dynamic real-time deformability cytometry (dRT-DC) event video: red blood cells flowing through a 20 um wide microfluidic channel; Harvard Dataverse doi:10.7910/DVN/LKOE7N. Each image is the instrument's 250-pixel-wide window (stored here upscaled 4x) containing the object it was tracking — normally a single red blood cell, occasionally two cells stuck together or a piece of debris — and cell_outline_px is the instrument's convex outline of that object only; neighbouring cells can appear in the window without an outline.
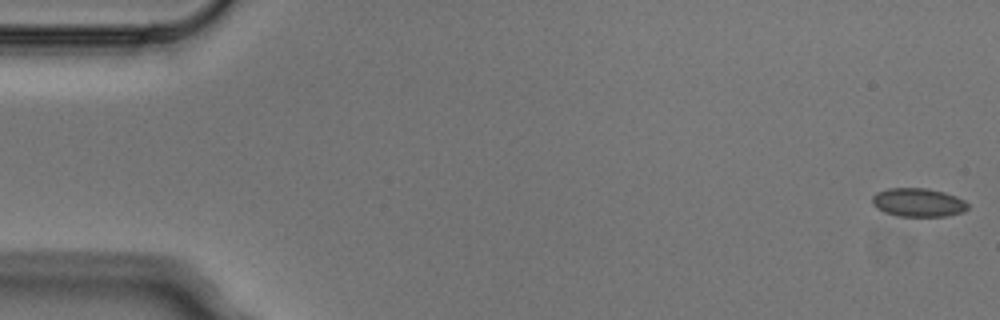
{"species": "Egyptian fruit bat (a non-hibernating species)", "species_latin": "Rousettus aegyptiacus", "temperature_condition": "cold", "stored_images_in_passage": 6, "camera_frame_rate_fps": 3000, "um_per_image_px": 0.085, "animal": {"sex": "male"}, "frame": {"image": 1, "passage_image": 1, "time_ms": 0.0, "image_size_px": [1000, 320], "cell_outline_px": [[968, 208], [964, 212], [944, 216], [896, 216], [884, 212], [876, 208], [872, 204], [872, 196], [876, 192], [888, 188], [928, 188], [944, 192], [956, 196], [964, 200], [968, 204]], "centroid_in_image_um": [78.02, 17.2], "position_along_channel_um": 7.0, "area_um2": 16.07}}